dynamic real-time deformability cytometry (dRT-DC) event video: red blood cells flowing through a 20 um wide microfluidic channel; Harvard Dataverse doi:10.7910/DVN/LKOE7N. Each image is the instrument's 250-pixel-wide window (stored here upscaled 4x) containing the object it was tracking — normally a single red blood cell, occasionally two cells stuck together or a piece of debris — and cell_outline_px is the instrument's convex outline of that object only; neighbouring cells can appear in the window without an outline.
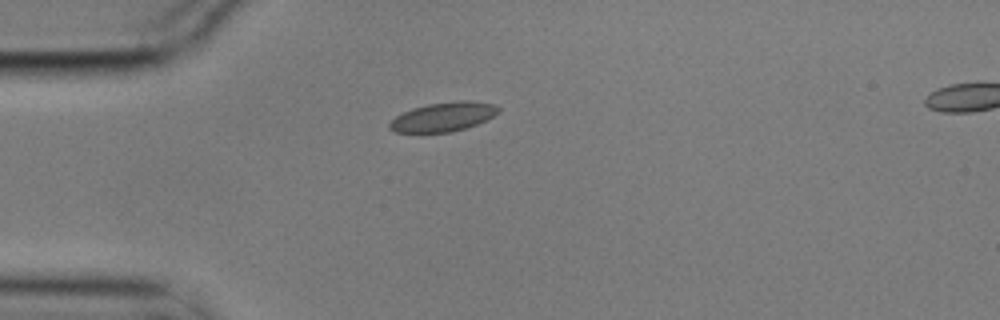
{"species": "common noctule bat (a hibernating species)", "species_latin": "Nyctalus noctula", "temperature_condition": "cold", "stored_images_in_passage": 3, "camera_frame_rate_fps": 3000, "um_per_image_px": 0.085, "animal": {"sex": "male", "body_mass_g": 17.9}, "frame": {"image": 1, "passage_image": 1, "time_ms": 0.0, "image_size_px": [1000, 320], "cell_outline_px": [[500, 112], [476, 124], [452, 132], [396, 132], [388, 128], [388, 124], [396, 116], [412, 108], [428, 104], [456, 100], [468, 100], [496, 104], [500, 108]], "centroid_in_image_um": [37.69, 9.91], "position_along_channel_um": 47.3, "area_um2": 18.44}}
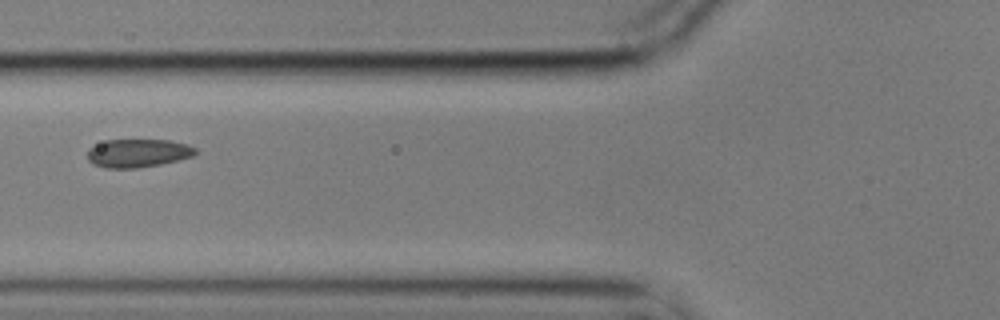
{"frame": {"image": 2, "passage_image": 3, "time_ms": 0.667, "image_size_px": [1000, 320], "cell_outline_px": [[196, 152], [192, 156], [160, 164], [136, 168], [104, 168], [92, 164], [88, 160], [88, 148], [108, 140], [168, 140], [188, 144], [196, 148]], "centroid_in_image_um": [11.7, 13.02], "position_along_channel_um": 114.1, "area_um2": 17.69}}